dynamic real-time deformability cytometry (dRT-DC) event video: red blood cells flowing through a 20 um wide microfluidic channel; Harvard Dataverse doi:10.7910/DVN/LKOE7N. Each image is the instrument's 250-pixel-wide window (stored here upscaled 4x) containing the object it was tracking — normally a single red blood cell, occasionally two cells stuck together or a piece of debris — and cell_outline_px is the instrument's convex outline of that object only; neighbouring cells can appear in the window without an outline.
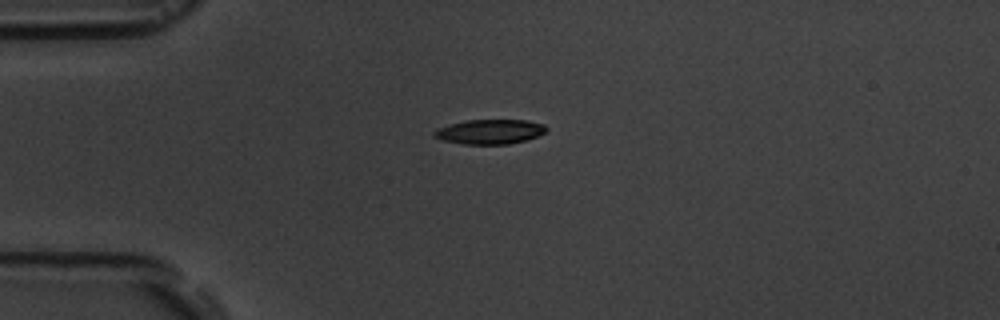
{"species": "common noctule bat (a hibernating species)", "species_latin": "Nyctalus noctula", "temperature_condition": "room temperature", "stored_images_in_passage": 3, "camera_frame_rate_fps": 3000, "um_per_image_px": 0.085, "animal": {"sex": "male", "body_mass_g": 19.5, "forearm_length_mm": 54.6}, "frame": {"image": 1, "passage_image": 3, "time_ms": 3.0, "image_size_px": [1000, 320], "cell_outline_px": [[548, 128], [544, 132], [528, 140], [508, 144], [464, 144], [444, 140], [432, 136], [432, 132], [436, 128], [448, 124], [468, 120], [528, 120], [544, 124]], "centroid_in_image_um": [41.62, 11.19], "position_along_channel_um": 43.4, "area_um2": 16.18}}